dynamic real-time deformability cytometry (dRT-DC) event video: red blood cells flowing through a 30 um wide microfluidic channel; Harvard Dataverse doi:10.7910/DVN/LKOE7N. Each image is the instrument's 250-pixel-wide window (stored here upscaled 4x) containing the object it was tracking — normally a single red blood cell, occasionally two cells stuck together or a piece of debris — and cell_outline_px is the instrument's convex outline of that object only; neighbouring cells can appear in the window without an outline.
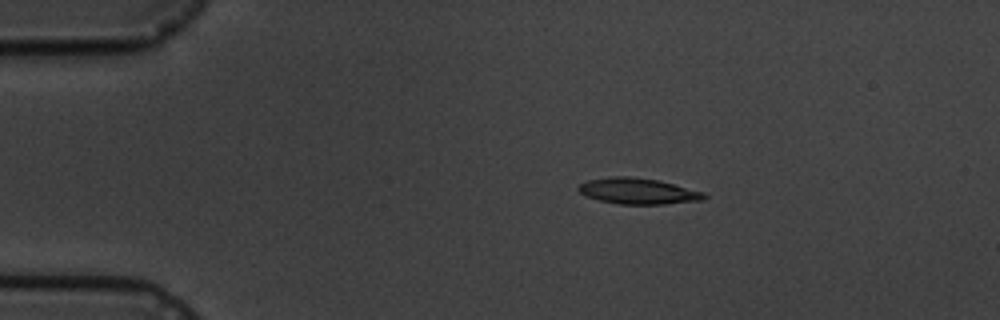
{"species": "common noctule bat (a hibernating species)", "species_latin": "Nyctalus noctula", "temperature_condition": "cold", "stored_images_in_passage": 4, "segment_of_instrument_passage": [1, 2], "camera_frame_rate_fps": 3000, "um_per_image_px": 0.085, "animal": {"sex": "male", "body_mass_g": 19.5, "forearm_length_mm": 54.6}, "frame": {"image": 1, "passage_image": 1, "time_ms": 0.0, "image_size_px": [1000, 320], "cell_outline_px": [[708, 196], [704, 200], [664, 204], [620, 204], [600, 200], [588, 196], [580, 192], [576, 188], [580, 184], [588, 180], [612, 176], [632, 176], [656, 180], [704, 192]], "centroid_in_image_um": [54.24, 16.24], "position_along_channel_um": 30.8, "area_um2": 18.84}}
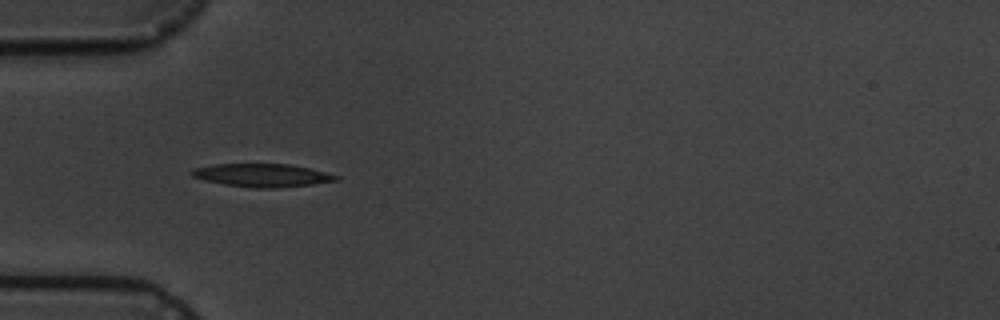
{"frame": {"image": 2, "passage_image": 3, "time_ms": 2.333, "image_size_px": [1000, 320], "cell_outline_px": [[340, 180], [312, 184], [276, 188], [256, 188], [224, 184], [204, 180], [192, 176], [188, 172], [192, 168], [212, 164], [288, 164], [308, 168], [340, 176]], "centroid_in_image_um": [22.24, 14.89], "position_along_channel_um": 62.8, "area_um2": 19.42}}